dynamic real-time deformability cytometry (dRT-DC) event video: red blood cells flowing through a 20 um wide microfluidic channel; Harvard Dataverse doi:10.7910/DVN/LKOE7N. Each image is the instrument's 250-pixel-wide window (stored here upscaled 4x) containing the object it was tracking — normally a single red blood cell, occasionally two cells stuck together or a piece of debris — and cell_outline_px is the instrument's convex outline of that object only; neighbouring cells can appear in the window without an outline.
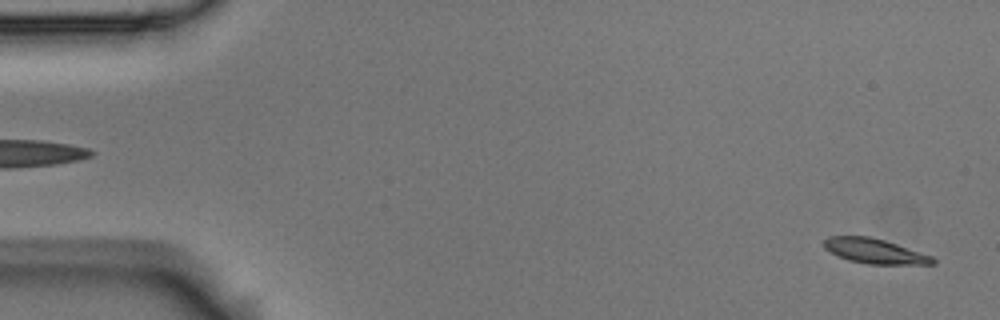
{"species": "Egyptian fruit bat (a non-hibernating species)", "species_latin": "Rousettus aegyptiacus", "temperature_condition": "room temperature", "stored_images_in_passage": 57, "camera_frame_rate_fps": 3000, "um_per_image_px": 0.085, "animal": {"sex": "male"}, "frame": {"image": 1, "passage_image": 2, "time_ms": 0.333, "image_size_px": [1000, 320], "cell_outline_px": [[936, 264], [868, 264], [848, 260], [836, 256], [824, 248], [824, 240], [828, 236], [868, 236], [884, 240], [932, 256], [936, 260]], "centroid_in_image_um": [74.32, 21.35], "position_along_channel_um": 10.7, "area_um2": 15.72}}
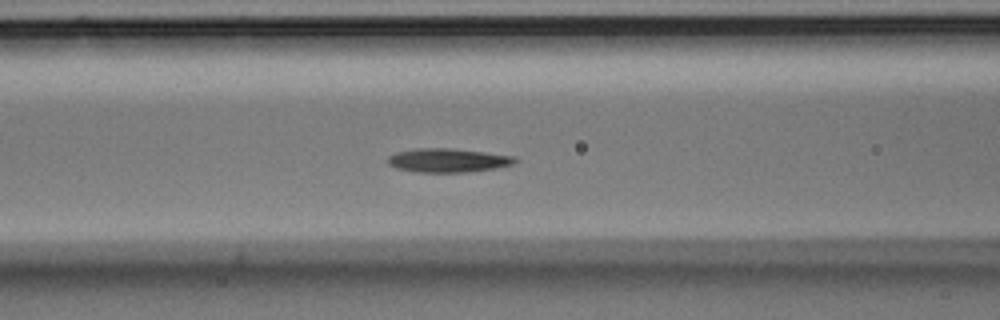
{"frame": {"image": 2, "passage_image": 23, "time_ms": 7.333, "image_size_px": [1000, 320], "cell_outline_px": [[520, 160], [512, 164], [496, 168], [468, 172], [420, 172], [396, 168], [388, 164], [388, 156], [396, 152], [416, 148], [452, 148], [516, 156]], "centroid_in_image_um": [38.1, 13.62], "position_along_channel_um": 128.5, "area_um2": 17.74}}
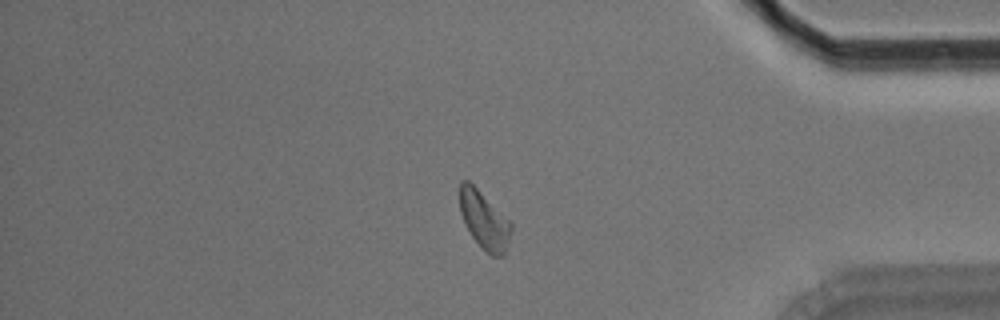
{"frame": {"image": 3, "passage_image": 48, "time_ms": 15.667, "image_size_px": [1000, 320], "cell_outline_px": [[512, 228], [508, 244], [504, 256], [492, 256], [472, 236], [460, 212], [460, 180], [468, 180], [512, 224]], "centroid_in_image_um": [41.16, 18.72], "position_along_channel_um": 394.0, "area_um2": 16.59}, "authors_computed_cell_mechanics": {"area_um2": 16.9354, "velocity_mm_per_s": 3.5119, "shape_relaxation_time_tau1_ms": 3.286, "shape_relaxation_time_tau2_ms": null, "deformation_change_tau1": 0.1273, "deformation_change_tau2": null}}